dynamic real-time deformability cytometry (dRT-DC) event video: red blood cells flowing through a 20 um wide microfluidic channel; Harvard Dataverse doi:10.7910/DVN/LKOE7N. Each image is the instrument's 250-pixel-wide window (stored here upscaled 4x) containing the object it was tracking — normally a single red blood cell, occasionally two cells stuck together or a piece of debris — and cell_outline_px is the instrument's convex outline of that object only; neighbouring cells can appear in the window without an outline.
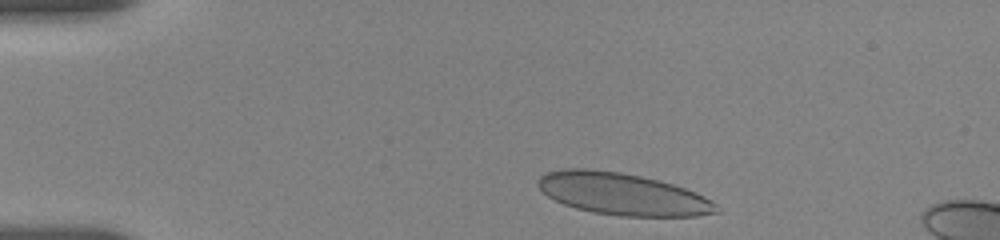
{"species": "human", "species_latin": "Homo sapiens", "temperature_condition": "room temperature", "stored_images_in_passage": 16, "camera_frame_rate_fps": 3000, "um_per_image_px": 0.085, "donor": {"sex": "female"}, "frame": {"image": 1, "passage_image": 2, "time_ms": 0.667, "image_size_px": [1000, 240], "cell_outline_px": [[720, 212], [696, 216], [620, 216], [592, 212], [576, 208], [564, 204], [548, 196], [536, 184], [536, 180], [544, 172], [564, 168], [588, 168], [620, 172], [640, 176], [672, 184], [696, 192], [712, 200], [716, 204]], "centroid_in_image_um": [52.89, 16.48], "position_along_channel_um": 32.1, "area_um2": 43.7}}
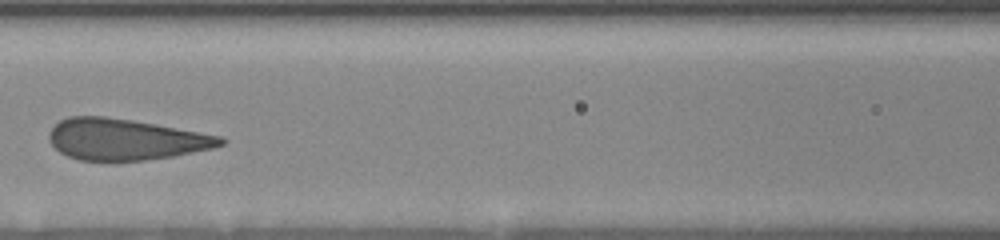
{"frame": {"image": 2, "passage_image": 9, "time_ms": 5.667, "image_size_px": [1000, 240], "cell_outline_px": [[224, 144], [212, 148], [172, 156], [144, 160], [80, 160], [68, 156], [60, 152], [48, 140], [48, 132], [60, 120], [68, 116], [104, 116], [132, 120], [156, 124], [224, 136]], "centroid_in_image_um": [10.65, 11.83], "position_along_channel_um": 156.0, "area_um2": 40.98}}
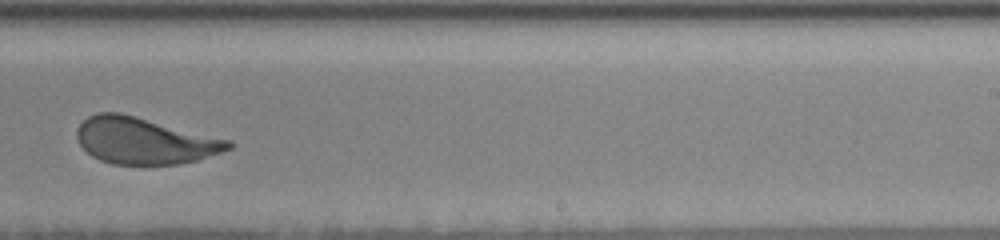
{"frame": {"image": 3, "passage_image": 14, "time_ms": 9.0, "image_size_px": [1000, 240], "cell_outline_px": [[236, 144], [232, 148], [196, 160], [180, 164], [112, 164], [100, 160], [92, 156], [80, 144], [76, 136], [76, 132], [80, 124], [88, 116], [100, 112], [120, 112], [232, 140]], "centroid_in_image_um": [12.3, 11.96], "position_along_channel_um": 276.7, "area_um2": 41.04}}